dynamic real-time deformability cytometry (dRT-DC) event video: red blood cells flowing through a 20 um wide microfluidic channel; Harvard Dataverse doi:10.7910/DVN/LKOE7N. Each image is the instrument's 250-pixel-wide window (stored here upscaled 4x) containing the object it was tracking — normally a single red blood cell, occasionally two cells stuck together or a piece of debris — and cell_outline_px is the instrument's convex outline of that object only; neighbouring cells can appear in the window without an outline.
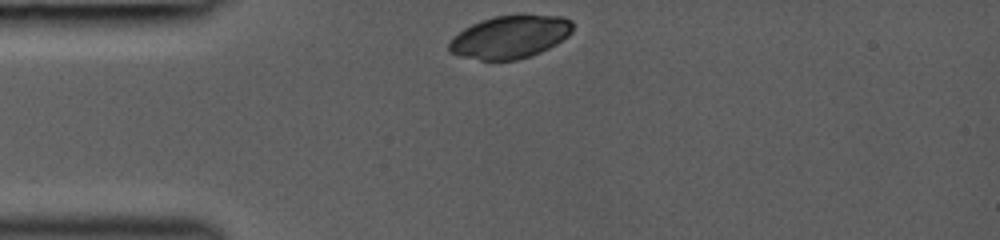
{"species": "common noctule bat (a hibernating species)", "species_latin": "Nyctalus noctula", "temperature_condition": "room temperature", "stored_images_in_passage": 30, "camera_frame_rate_fps": 3000, "um_per_image_px": 0.085, "animal": {"sex": "female", "body_mass_g": 19.0, "forearm_length_mm": 53.3}, "frame": {"image": 1, "passage_image": 1, "time_ms": 0.0, "image_size_px": [1000, 240], "cell_outline_px": [[572, 32], [568, 36], [556, 44], [540, 52], [516, 60], [480, 60], [460, 56], [448, 52], [448, 44], [452, 36], [464, 28], [480, 20], [496, 16], [524, 12], [564, 16], [572, 20]], "centroid_in_image_um": [43.36, 3.09], "position_along_channel_um": 41.6, "area_um2": 31.67}}
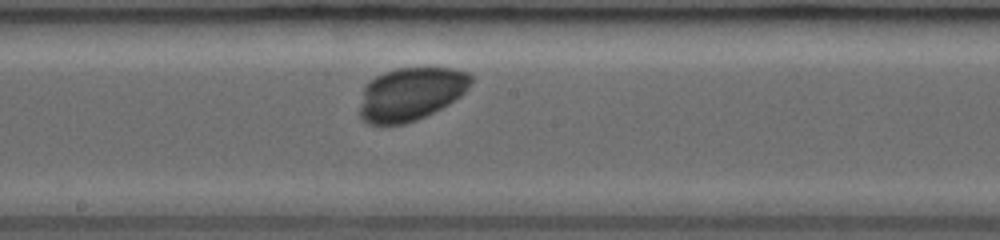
{"frame": {"image": 2, "passage_image": 16, "time_ms": 4.667, "image_size_px": [1000, 240], "cell_outline_px": [[472, 84], [460, 96], [448, 104], [416, 120], [404, 124], [368, 124], [360, 116], [360, 104], [364, 84], [368, 80], [384, 72], [396, 68], [452, 68], [468, 72], [472, 76]], "centroid_in_image_um": [34.9, 7.97], "position_along_channel_um": 213.3, "area_um2": 34.45}}